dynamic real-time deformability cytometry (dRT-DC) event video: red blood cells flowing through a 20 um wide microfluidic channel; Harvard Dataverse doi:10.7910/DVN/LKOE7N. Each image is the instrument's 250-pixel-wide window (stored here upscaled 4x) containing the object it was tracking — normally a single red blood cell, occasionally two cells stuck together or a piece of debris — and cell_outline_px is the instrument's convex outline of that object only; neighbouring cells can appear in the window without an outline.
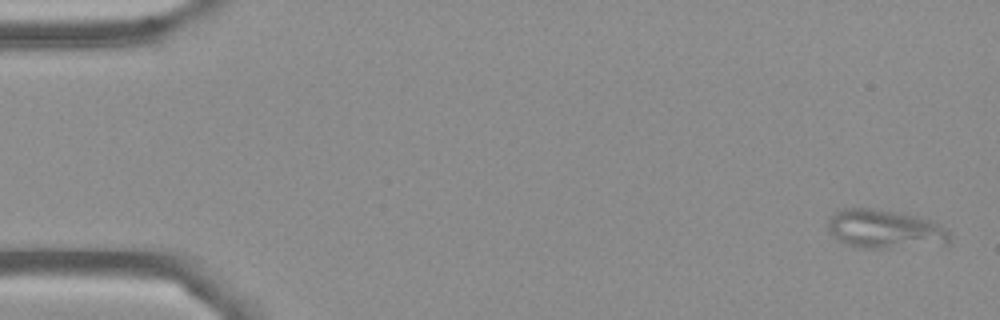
{"species": "Egyptian fruit bat (a non-hibernating species)", "species_latin": "Rousettus aegyptiacus", "temperature_condition": "cold", "stored_images_in_passage": 4, "camera_frame_rate_fps": 3000, "um_per_image_px": 0.085, "frame": {"image": 1, "passage_image": 1, "time_ms": 0.0, "image_size_px": [1000, 320], "cell_outline_px": [[952, 244], [888, 248], [860, 248], [848, 244], [832, 236], [828, 232], [828, 220], [840, 208], [872, 208], [916, 216], [932, 220], [940, 224], [952, 232]], "centroid_in_image_um": [75.29, 19.49], "position_along_channel_um": 9.7, "area_um2": 27.92}}